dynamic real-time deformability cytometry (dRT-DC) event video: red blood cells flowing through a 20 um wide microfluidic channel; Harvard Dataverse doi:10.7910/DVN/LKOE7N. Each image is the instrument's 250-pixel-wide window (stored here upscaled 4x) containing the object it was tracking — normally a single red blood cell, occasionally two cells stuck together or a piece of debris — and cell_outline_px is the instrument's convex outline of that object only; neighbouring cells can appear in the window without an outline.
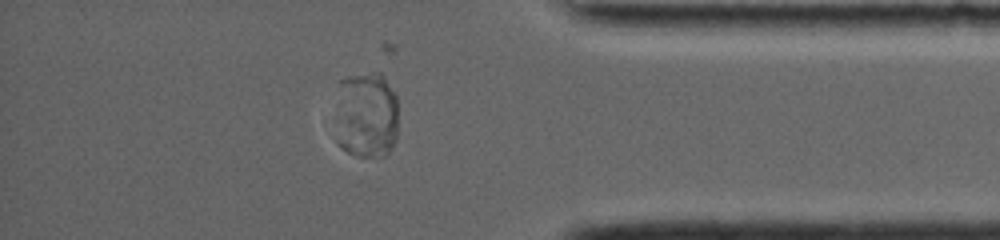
{"species": "common noctule bat (a hibernating species)", "species_latin": "Nyctalus noctula", "temperature_condition": "room temperature", "stored_images_in_passage": 45, "camera_frame_rate_fps": 4000, "um_per_image_px": 0.085, "animal": {"sex": "female", "body_mass_g": 19.0, "forearm_length_mm": 56.7}, "frame": {"image": 1, "passage_image": 39, "time_ms": 14.25, "image_size_px": [1000, 240], "cell_outline_px": [[396, 140], [392, 148], [384, 156], [356, 156], [340, 148], [336, 144], [336, 120], [340, 80], [348, 76], [376, 72], [380, 72], [384, 76], [396, 96]], "centroid_in_image_um": [31.12, 9.81], "position_along_channel_um": 404.1, "area_um2": 32.25}}